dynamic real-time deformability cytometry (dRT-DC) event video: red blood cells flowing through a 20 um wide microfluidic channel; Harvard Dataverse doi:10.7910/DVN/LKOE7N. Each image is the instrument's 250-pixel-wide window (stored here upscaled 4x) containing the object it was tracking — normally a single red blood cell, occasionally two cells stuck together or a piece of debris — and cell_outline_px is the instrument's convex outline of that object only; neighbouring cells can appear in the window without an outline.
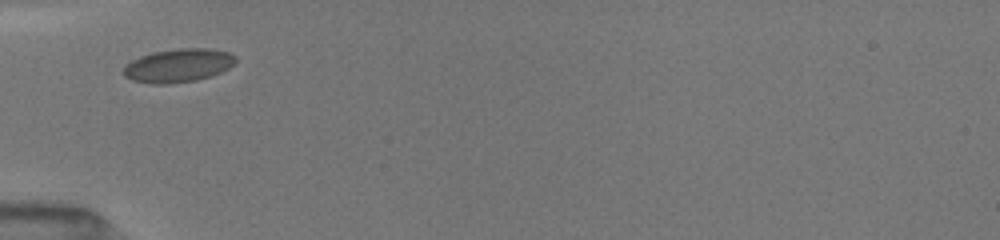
{"species": "common noctule bat (a hibernating species)", "species_latin": "Nyctalus noctula", "temperature_condition": "room temperature", "stored_images_in_passage": 1, "camera_frame_rate_fps": 3000, "um_per_image_px": 0.085, "animal": {"sex": "female", "body_mass_g": 19.5, "forearm_length_mm": 54.1}, "frame": {"image": 1, "passage_image": 1, "time_ms": 0.0, "image_size_px": [1000, 240], "cell_outline_px": [[236, 64], [220, 72], [196, 80], [168, 84], [152, 84], [132, 80], [124, 76], [124, 68], [132, 60], [140, 56], [152, 52], [180, 48], [212, 48], [228, 52], [236, 56]], "centroid_in_image_um": [15.17, 5.56], "position_along_channel_um": 69.8, "area_um2": 21.85}}